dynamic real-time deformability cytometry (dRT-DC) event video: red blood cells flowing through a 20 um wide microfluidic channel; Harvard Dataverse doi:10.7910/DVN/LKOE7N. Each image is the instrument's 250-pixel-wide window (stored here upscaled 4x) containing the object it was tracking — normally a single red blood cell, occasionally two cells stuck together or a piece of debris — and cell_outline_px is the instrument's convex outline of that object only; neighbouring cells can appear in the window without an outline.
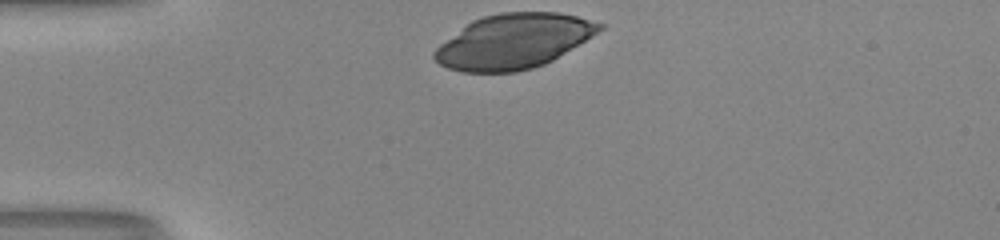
{"species": "human", "species_latin": "Homo sapiens", "temperature_condition": "room temperature", "stored_images_in_passage": 29, "camera_frame_rate_fps": 3000, "um_per_image_px": 0.085, "donor": {"sex": "male"}, "frame": {"image": 1, "passage_image": 1, "time_ms": 0.0, "image_size_px": [1000, 240], "cell_outline_px": [[604, 28], [552, 60], [544, 64], [532, 68], [516, 72], [464, 72], [448, 68], [440, 64], [432, 56], [432, 52], [440, 44], [472, 20], [484, 16], [500, 12], [556, 12], [576, 16], [604, 24]], "centroid_in_image_um": [43.62, 3.51], "position_along_channel_um": 41.4, "area_um2": 52.08}}